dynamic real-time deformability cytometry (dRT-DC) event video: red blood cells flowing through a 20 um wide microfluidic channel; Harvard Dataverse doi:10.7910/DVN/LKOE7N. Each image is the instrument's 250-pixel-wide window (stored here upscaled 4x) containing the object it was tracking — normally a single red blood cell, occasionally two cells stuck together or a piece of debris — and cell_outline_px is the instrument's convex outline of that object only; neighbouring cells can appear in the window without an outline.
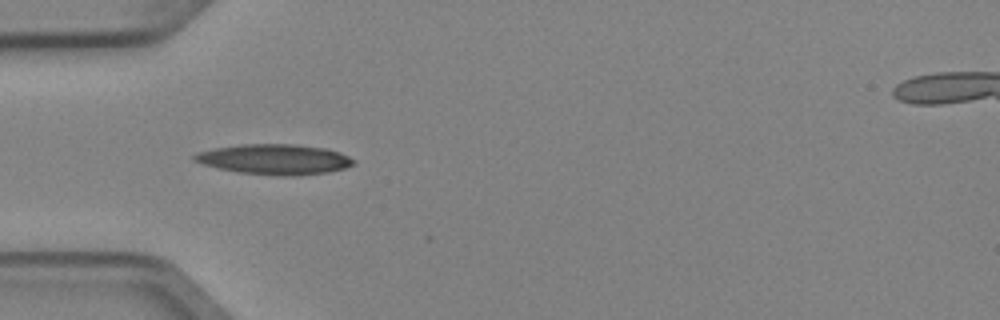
{"species": "Egyptian fruit bat (a non-hibernating species)", "species_latin": "Rousettus aegyptiacus", "temperature_condition": "cold", "stored_images_in_passage": 6, "camera_frame_rate_fps": 3000, "um_per_image_px": 0.085, "animal": {"sex": "female"}, "frame": {"image": 1, "passage_image": 4, "time_ms": 1.0, "image_size_px": [1000, 320], "cell_outline_px": [[356, 164], [344, 168], [328, 172], [296, 176], [280, 176], [236, 172], [204, 164], [192, 160], [192, 156], [196, 152], [212, 148], [244, 144], [296, 144], [324, 148], [340, 152], [356, 160]], "centroid_in_image_um": [23.34, 13.54], "position_along_channel_um": 61.7, "area_um2": 28.26}}
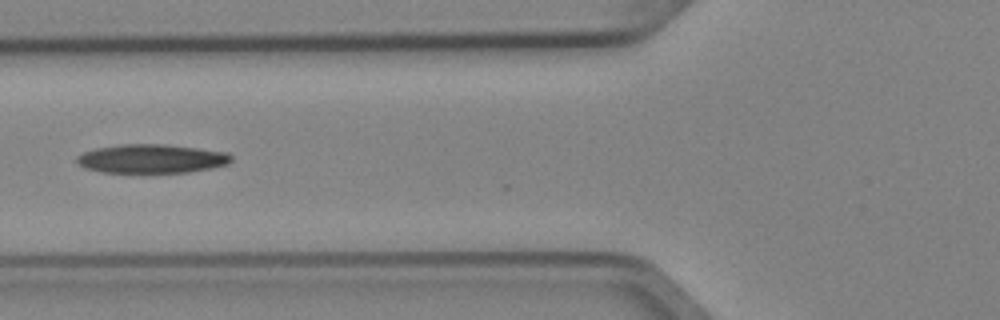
{"frame": {"image": 2, "passage_image": 5, "time_ms": 1.333, "image_size_px": [1000, 320], "cell_outline_px": [[232, 160], [228, 164], [212, 168], [188, 172], [100, 172], [84, 168], [76, 164], [76, 156], [84, 152], [96, 148], [120, 144], [164, 144], [228, 152], [232, 156]], "centroid_in_image_um": [12.86, 13.49], "position_along_channel_um": 112.9, "area_um2": 26.07}}
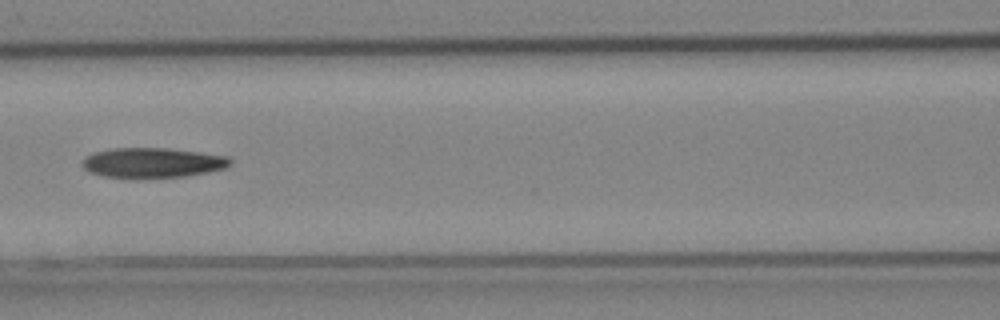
{"frame": {"image": 3, "passage_image": 6, "time_ms": 1.667, "image_size_px": [1000, 320], "cell_outline_px": [[232, 164], [224, 168], [208, 172], [188, 176], [140, 180], [104, 176], [88, 172], [80, 164], [88, 156], [96, 152], [112, 148], [168, 148], [200, 152], [228, 156], [232, 160]], "centroid_in_image_um": [12.98, 13.86], "position_along_channel_um": 153.6, "area_um2": 26.47}}